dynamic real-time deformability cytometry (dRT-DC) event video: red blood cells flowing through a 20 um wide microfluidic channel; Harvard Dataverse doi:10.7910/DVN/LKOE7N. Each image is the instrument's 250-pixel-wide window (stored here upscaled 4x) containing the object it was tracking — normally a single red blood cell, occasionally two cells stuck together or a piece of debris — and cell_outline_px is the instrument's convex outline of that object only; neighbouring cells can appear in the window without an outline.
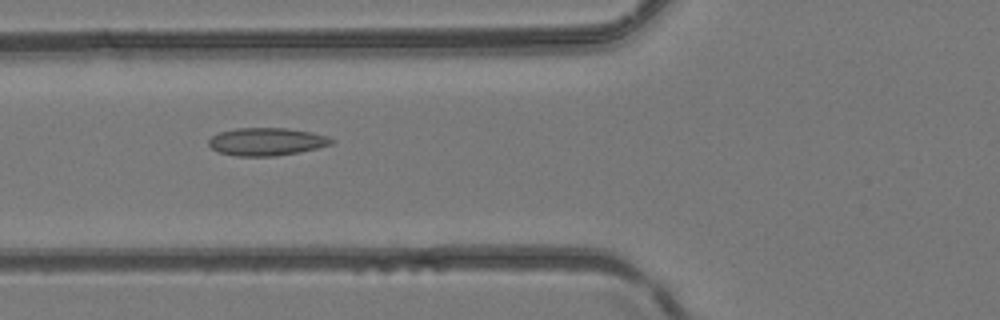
{"species": "common noctule bat (a hibernating species)", "species_latin": "Nyctalus noctula", "temperature_condition": "room temperature", "stored_images_in_passage": 5, "camera_frame_rate_fps": 3000, "um_per_image_px": 0.085, "animal": {"sex": "female", "body_mass_g": 24.6, "forearm_length_mm": 56.2}, "frame": {"image": 1, "passage_image": 5, "time_ms": 1.333, "image_size_px": [1000, 320], "cell_outline_px": [[336, 140], [332, 144], [300, 152], [276, 156], [236, 156], [220, 152], [212, 148], [208, 144], [208, 140], [212, 136], [220, 132], [236, 128], [288, 128], [312, 132], [328, 136]], "centroid_in_image_um": [22.69, 12.04], "position_along_channel_um": 103.1, "area_um2": 19.94}}